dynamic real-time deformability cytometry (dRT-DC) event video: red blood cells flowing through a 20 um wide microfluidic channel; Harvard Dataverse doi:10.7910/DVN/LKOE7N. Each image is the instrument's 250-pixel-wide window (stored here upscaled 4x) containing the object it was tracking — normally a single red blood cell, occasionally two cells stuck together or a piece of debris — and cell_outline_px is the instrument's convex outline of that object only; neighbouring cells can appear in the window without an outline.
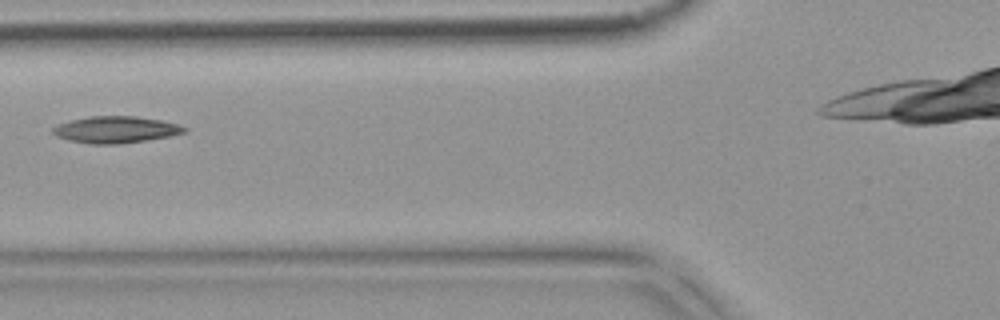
{"species": "common noctule bat (a hibernating species)", "species_latin": "Nyctalus noctula", "temperature_condition": "warm", "stored_images_in_passage": 4, "camera_frame_rate_fps": 3000, "um_per_image_px": 0.085, "animal": {"sex": "female", "body_mass_g": 18.4}, "frame": {"image": 1, "passage_image": 4, "time_ms": 1.0, "image_size_px": [1000, 320], "cell_outline_px": [[188, 132], [148, 140], [120, 144], [88, 144], [68, 140], [56, 136], [52, 132], [52, 128], [56, 124], [88, 116], [136, 116], [160, 120], [180, 124], [188, 128]], "centroid_in_image_um": [9.84, 11.02], "position_along_channel_um": 116.0, "area_um2": 20.69}}